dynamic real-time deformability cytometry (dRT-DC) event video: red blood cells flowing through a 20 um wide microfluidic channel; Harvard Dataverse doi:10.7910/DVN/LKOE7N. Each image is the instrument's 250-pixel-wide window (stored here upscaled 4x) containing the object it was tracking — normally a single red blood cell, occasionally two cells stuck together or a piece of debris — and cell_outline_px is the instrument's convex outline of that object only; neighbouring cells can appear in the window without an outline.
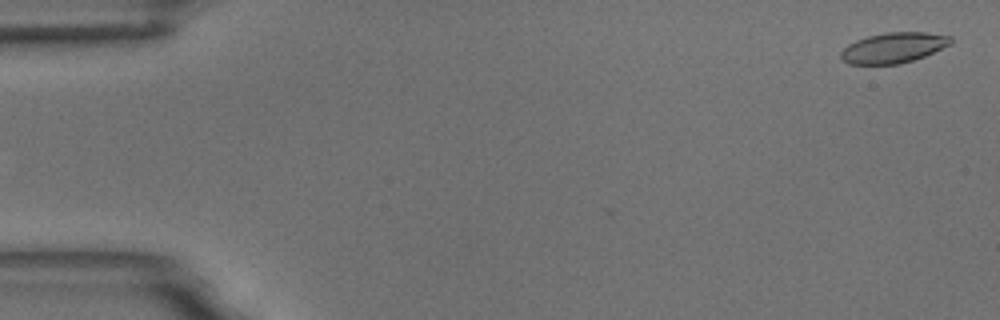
{"species": "common noctule bat (a hibernating species)", "species_latin": "Nyctalus noctula", "temperature_condition": "room temperature", "stored_images_in_passage": 51, "camera_frame_rate_fps": 3000, "um_per_image_px": 0.085, "animal": {"sex": "male", "body_mass_g": 18.8}, "frame": {"image": 1, "passage_image": 2, "time_ms": 0.333, "image_size_px": [1000, 320], "cell_outline_px": [[952, 44], [924, 56], [900, 64], [848, 64], [840, 56], [840, 52], [848, 44], [856, 40], [868, 36], [888, 32], [928, 32], [952, 36]], "centroid_in_image_um": [75.97, 4.05], "position_along_channel_um": 9.0, "area_um2": 19.48}}
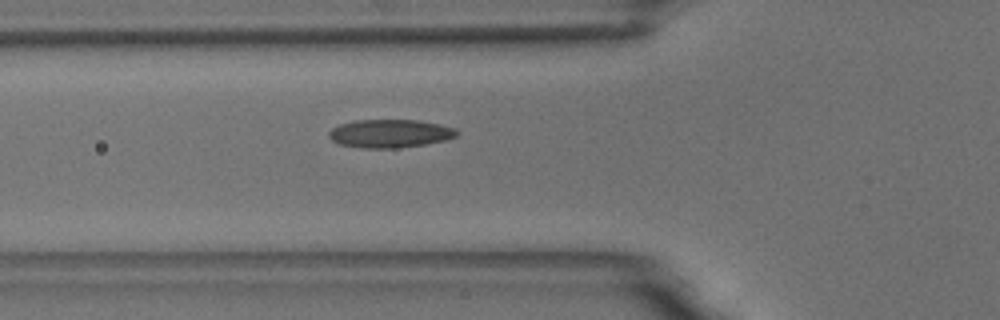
{"frame": {"image": 2, "passage_image": 21, "time_ms": 6.667, "image_size_px": [1000, 320], "cell_outline_px": [[460, 132], [456, 136], [448, 140], [424, 144], [396, 148], [360, 148], [340, 144], [332, 140], [328, 136], [328, 132], [332, 128], [340, 124], [356, 120], [416, 120], [440, 124], [456, 128]], "centroid_in_image_um": [33.17, 11.35], "position_along_channel_um": 92.6, "area_um2": 21.15}}
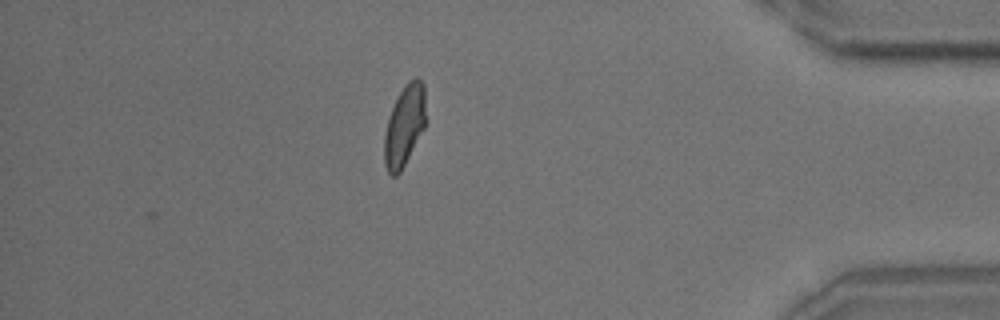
{"frame": {"image": 3, "passage_image": 51, "time_ms": 16.667, "image_size_px": [1000, 320], "cell_outline_px": [[428, 124], [400, 172], [396, 176], [392, 176], [388, 172], [384, 164], [384, 136], [388, 116], [400, 92], [408, 80], [416, 76], [424, 84], [428, 120]], "centroid_in_image_um": [34.43, 10.66], "position_along_channel_um": 400.8, "area_um2": 20.23}, "authors_computed_cell_mechanics": {"area_um2": 20.1144, "velocity_mm_per_s": 3.4707, "shape_relaxation_time_tau1_ms": 4.3312, "shape_relaxation_time_tau2_ms": 1.1295, "deformation_change_tau1": 0.1551, "deformation_change_tau2": 0.0787}}